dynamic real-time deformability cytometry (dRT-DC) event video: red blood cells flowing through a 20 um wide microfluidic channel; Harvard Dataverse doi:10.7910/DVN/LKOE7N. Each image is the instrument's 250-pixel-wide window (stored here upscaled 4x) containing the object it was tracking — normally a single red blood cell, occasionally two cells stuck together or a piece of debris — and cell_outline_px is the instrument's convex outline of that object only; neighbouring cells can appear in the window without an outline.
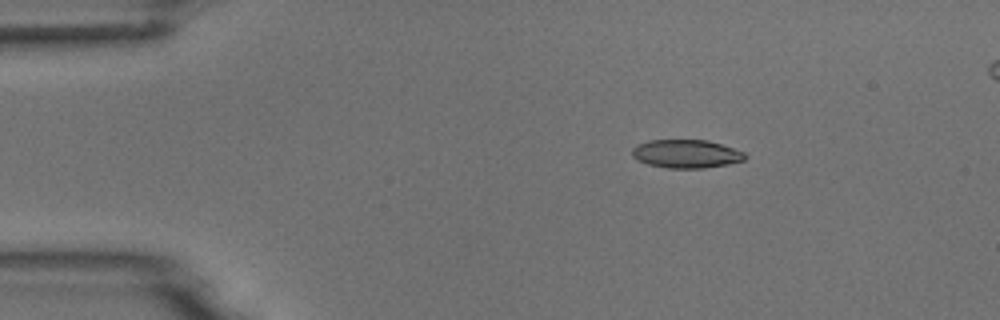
{"species": "common noctule bat (a hibernating species)", "species_latin": "Nyctalus noctula", "temperature_condition": "room temperature", "stored_images_in_passage": 3, "segment_of_instrument_passage": [1, 2], "camera_frame_rate_fps": 3000, "um_per_image_px": 0.085, "animal": {"sex": "male", "body_mass_g": 18.8}, "frame": {"image": 1, "passage_image": 1, "time_ms": 0.0, "image_size_px": [1000, 320], "cell_outline_px": [[748, 156], [744, 160], [728, 164], [704, 168], [668, 168], [648, 164], [636, 160], [632, 156], [632, 148], [636, 144], [648, 140], [708, 140], [744, 152]], "centroid_in_image_um": [58.3, 13.07], "position_along_channel_um": 26.7, "area_um2": 18.73}}